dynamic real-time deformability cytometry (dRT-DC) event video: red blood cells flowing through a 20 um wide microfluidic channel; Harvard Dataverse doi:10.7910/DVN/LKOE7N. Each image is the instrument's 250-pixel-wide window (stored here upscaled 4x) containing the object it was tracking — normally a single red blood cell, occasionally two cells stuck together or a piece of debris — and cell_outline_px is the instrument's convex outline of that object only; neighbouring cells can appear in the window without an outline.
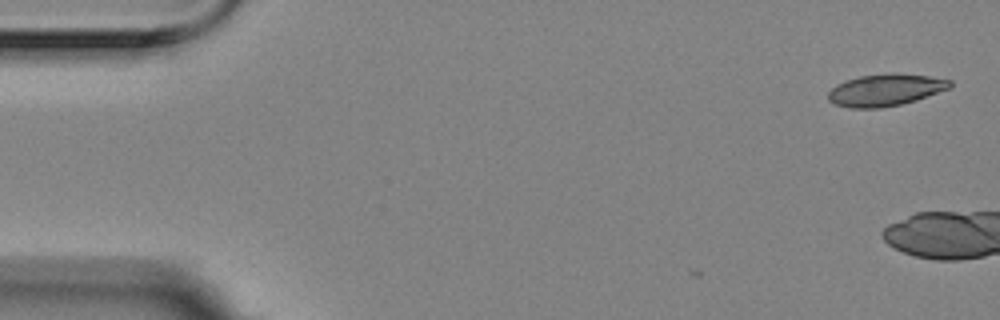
{"species": "Egyptian fruit bat (a non-hibernating species)", "species_latin": "Rousettus aegyptiacus", "temperature_condition": "room temperature", "stored_images_in_passage": 7, "camera_frame_rate_fps": 3000, "um_per_image_px": 0.085, "animal": {"sex": "female"}, "frame": {"image": 1, "passage_image": 1, "time_ms": 0.0, "image_size_px": [1000, 320], "cell_outline_px": [[952, 88], [916, 100], [900, 104], [880, 108], [852, 108], [836, 104], [828, 100], [828, 92], [836, 84], [860, 76], [892, 72], [896, 72], [928, 76], [952, 80]], "centroid_in_image_um": [75.3, 7.64], "position_along_channel_um": 9.7, "area_um2": 22.77}}